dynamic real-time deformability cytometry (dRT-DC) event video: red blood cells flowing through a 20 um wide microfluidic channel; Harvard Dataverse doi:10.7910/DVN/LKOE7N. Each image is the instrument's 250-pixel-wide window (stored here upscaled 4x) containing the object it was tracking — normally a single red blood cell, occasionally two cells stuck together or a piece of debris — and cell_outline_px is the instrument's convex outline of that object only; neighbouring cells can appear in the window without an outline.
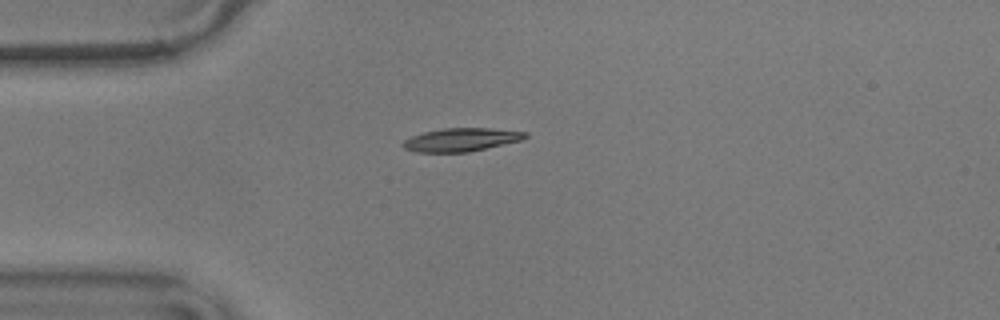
{"species": "common noctule bat (a hibernating species)", "species_latin": "Nyctalus noctula", "temperature_condition": "warm", "stored_images_in_passage": 5, "camera_frame_rate_fps": 3000, "um_per_image_px": 0.085, "animal": {"sex": "male", "body_mass_g": 17.9}, "frame": {"image": 1, "passage_image": 1, "time_ms": 0.0, "image_size_px": [1000, 320], "cell_outline_px": [[528, 136], [524, 140], [468, 152], [416, 152], [404, 148], [400, 144], [404, 140], [412, 136], [424, 132], [444, 128], [488, 128], [528, 132]], "centroid_in_image_um": [39.22, 11.87], "position_along_channel_um": 45.8, "area_um2": 16.65}}